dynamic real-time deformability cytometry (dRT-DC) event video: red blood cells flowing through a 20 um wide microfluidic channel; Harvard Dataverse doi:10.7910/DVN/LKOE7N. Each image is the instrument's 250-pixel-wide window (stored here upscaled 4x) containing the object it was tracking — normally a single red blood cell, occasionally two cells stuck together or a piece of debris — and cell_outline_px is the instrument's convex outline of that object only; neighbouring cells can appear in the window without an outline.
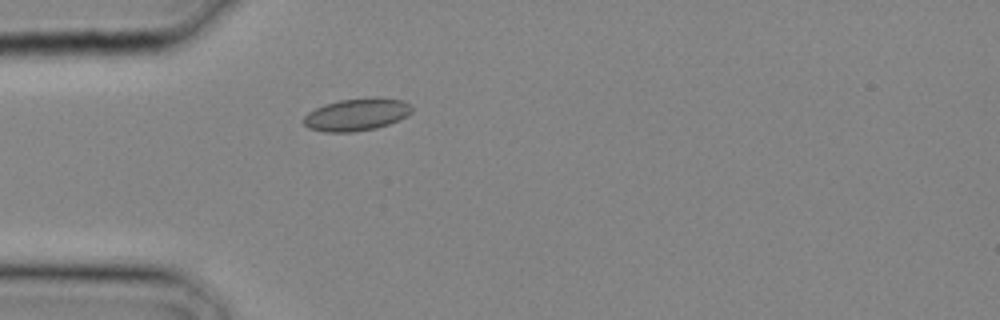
{"species": "common noctule bat (a hibernating species)", "species_latin": "Nyctalus noctula", "temperature_condition": "cold", "stored_images_in_passage": 2, "camera_frame_rate_fps": 3000, "um_per_image_px": 0.085, "animal": {"sex": "male", "body_mass_g": 20.4}, "frame": {"image": 1, "passage_image": 2, "time_ms": 0.333, "image_size_px": [1000, 320], "cell_outline_px": [[412, 112], [388, 124], [376, 128], [352, 132], [324, 132], [308, 128], [300, 120], [308, 112], [324, 104], [340, 100], [376, 96], [404, 100], [412, 108]], "centroid_in_image_um": [30.27, 9.72], "position_along_channel_um": 54.7, "area_um2": 20.52}}